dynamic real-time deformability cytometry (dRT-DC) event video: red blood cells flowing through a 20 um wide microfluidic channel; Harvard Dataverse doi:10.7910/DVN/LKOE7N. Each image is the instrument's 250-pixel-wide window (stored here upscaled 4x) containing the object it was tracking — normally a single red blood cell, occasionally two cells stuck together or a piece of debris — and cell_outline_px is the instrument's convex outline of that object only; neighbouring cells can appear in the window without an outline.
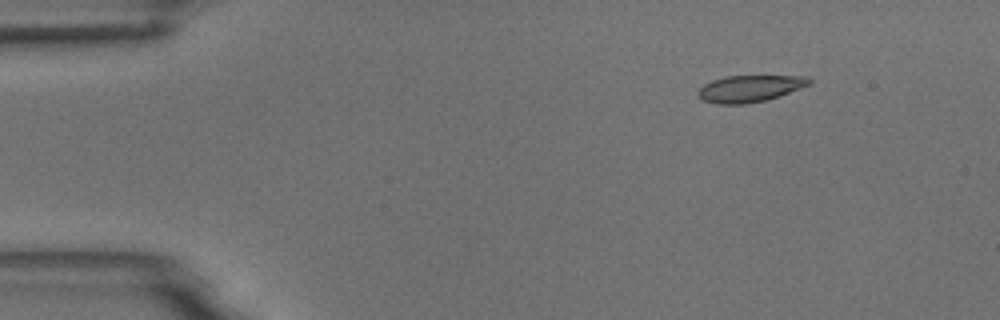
{"species": "common noctule bat (a hibernating species)", "species_latin": "Nyctalus noctula", "temperature_condition": "room temperature", "stored_images_in_passage": 4, "camera_frame_rate_fps": 3000, "um_per_image_px": 0.085, "animal": {"sex": "male", "body_mass_g": 18.8}, "frame": {"image": 1, "passage_image": 2, "time_ms": 1.0, "image_size_px": [1000, 320], "cell_outline_px": [[812, 84], [780, 96], [764, 100], [744, 104], [716, 104], [704, 100], [696, 96], [696, 92], [704, 84], [712, 80], [724, 76], [808, 76], [812, 80]], "centroid_in_image_um": [63.73, 7.52], "position_along_channel_um": 21.3, "area_um2": 17.46}}
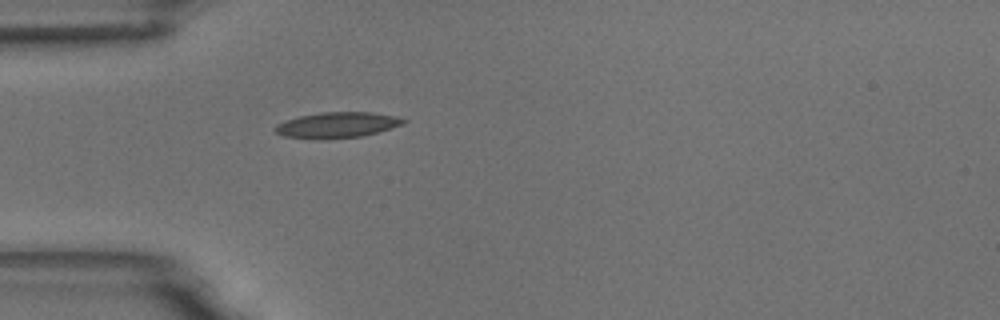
{"frame": {"image": 2, "passage_image": 4, "time_ms": 4.0, "image_size_px": [1000, 320], "cell_outline_px": [[408, 120], [404, 124], [392, 128], [364, 136], [324, 140], [284, 136], [276, 132], [272, 128], [276, 124], [300, 116], [320, 112], [372, 112], [396, 116]], "centroid_in_image_um": [28.68, 10.63], "position_along_channel_um": 56.3, "area_um2": 19.42}}